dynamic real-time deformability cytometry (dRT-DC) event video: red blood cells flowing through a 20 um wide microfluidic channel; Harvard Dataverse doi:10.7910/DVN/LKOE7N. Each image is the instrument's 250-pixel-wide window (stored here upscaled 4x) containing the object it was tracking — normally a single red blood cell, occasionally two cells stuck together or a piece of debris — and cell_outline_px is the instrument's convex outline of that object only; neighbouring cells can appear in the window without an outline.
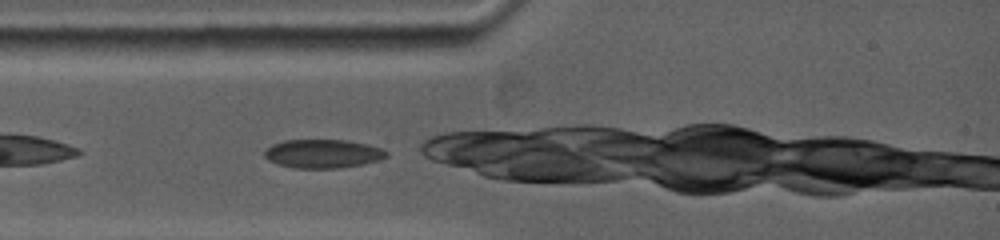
{"species": "common noctule bat (a hibernating species)", "species_latin": "Nyctalus noctula", "temperature_condition": "warm", "stored_images_in_passage": 17, "camera_frame_rate_fps": 5000, "um_per_image_px": 0.085, "animal": {"sex": "female", "body_mass_g": 19.0, "forearm_length_mm": 53.3}, "frame": {"image": 1, "passage_image": 1, "time_ms": 0.0, "image_size_px": [1000, 240], "cell_outline_px": [[388, 156], [380, 160], [364, 164], [340, 168], [292, 168], [268, 160], [264, 156], [264, 152], [272, 144], [284, 140], [348, 140], [368, 144], [380, 148], [388, 152]], "centroid_in_image_um": [27.47, 13.06], "position_along_channel_um": 57.5, "area_um2": 20.46}}